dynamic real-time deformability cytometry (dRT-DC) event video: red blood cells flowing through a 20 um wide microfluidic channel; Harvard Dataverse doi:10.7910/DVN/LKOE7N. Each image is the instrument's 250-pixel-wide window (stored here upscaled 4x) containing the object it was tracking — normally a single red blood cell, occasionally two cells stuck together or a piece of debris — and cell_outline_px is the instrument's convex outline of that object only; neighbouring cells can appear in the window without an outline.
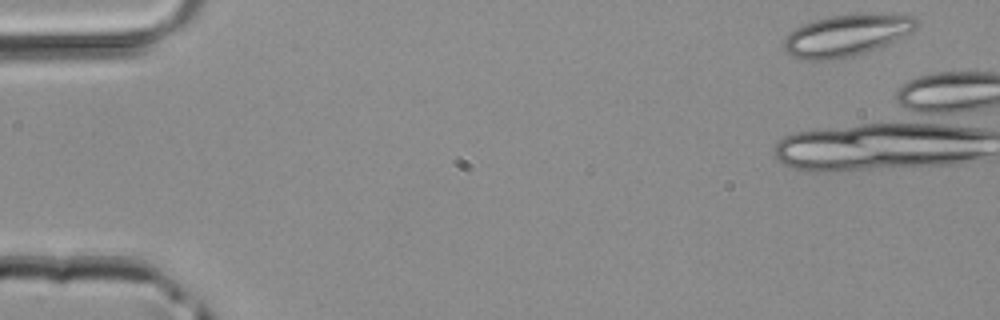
{"species": "common noctule bat (a hibernating species)", "species_latin": "Nyctalus noctula", "temperature_condition": "room temperature", "stored_images_in_passage": 6, "camera_frame_rate_fps": 3000, "um_per_image_px": 0.085, "animal": {"sex": "male", "body_mass_g": 20.4}, "frame": {"image": 1, "passage_image": 1, "time_ms": 0.0, "image_size_px": [1000, 320], "cell_outline_px": [[920, 24], [912, 32], [888, 44], [852, 56], [832, 60], [804, 60], [792, 56], [784, 48], [784, 40], [788, 32], [804, 24], [816, 20], [832, 16], [912, 16], [920, 20]], "centroid_in_image_um": [71.93, 3.05], "position_along_channel_um": 13.1, "area_um2": 31.21}}
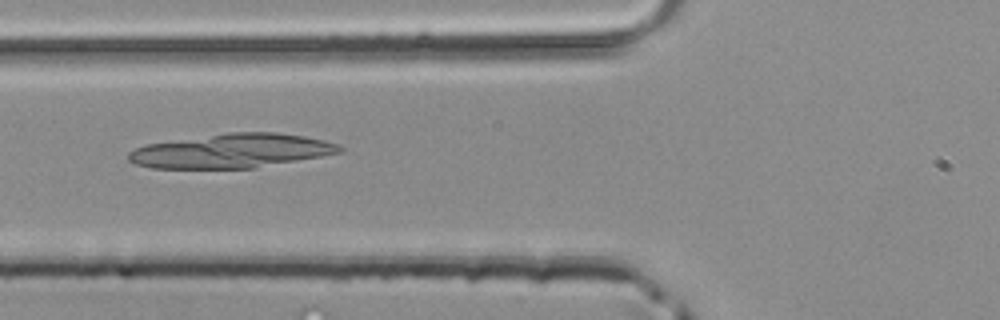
{"frame": {"image": 2, "passage_image": 5, "time_ms": 1.333, "image_size_px": [1000, 320], "cell_outline_px": [[344, 148], [340, 152], [320, 156], [252, 168], [152, 168], [136, 164], [128, 160], [128, 152], [144, 144], [228, 132], [276, 132], [304, 136], [324, 140], [336, 144]], "centroid_in_image_um": [19.64, 12.81], "position_along_channel_um": 106.2, "area_um2": 41.67}}